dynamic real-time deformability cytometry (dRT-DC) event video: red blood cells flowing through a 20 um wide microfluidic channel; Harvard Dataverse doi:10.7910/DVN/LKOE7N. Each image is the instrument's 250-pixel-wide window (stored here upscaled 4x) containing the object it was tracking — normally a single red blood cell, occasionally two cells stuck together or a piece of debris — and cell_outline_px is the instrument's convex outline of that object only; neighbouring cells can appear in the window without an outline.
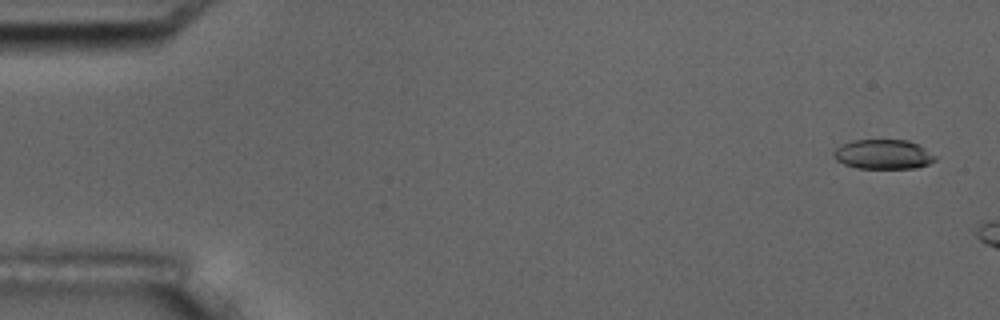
{"species": "common noctule bat (a hibernating species)", "species_latin": "Nyctalus noctula", "temperature_condition": "room temperature", "stored_images_in_passage": 3, "camera_frame_rate_fps": 3000, "um_per_image_px": 0.085, "animal": {"sex": "male", "body_mass_g": 17.5, "forearm_length_mm": 52.3}, "frame": {"image": 1, "passage_image": 1, "time_ms": 0.0, "image_size_px": [1000, 320], "cell_outline_px": [[936, 160], [928, 164], [916, 168], [856, 168], [844, 164], [836, 160], [832, 156], [832, 152], [836, 148], [852, 140], [908, 140], [920, 144], [936, 156]], "centroid_in_image_um": [75.08, 13.12], "position_along_channel_um": 9.9, "area_um2": 17.63}}